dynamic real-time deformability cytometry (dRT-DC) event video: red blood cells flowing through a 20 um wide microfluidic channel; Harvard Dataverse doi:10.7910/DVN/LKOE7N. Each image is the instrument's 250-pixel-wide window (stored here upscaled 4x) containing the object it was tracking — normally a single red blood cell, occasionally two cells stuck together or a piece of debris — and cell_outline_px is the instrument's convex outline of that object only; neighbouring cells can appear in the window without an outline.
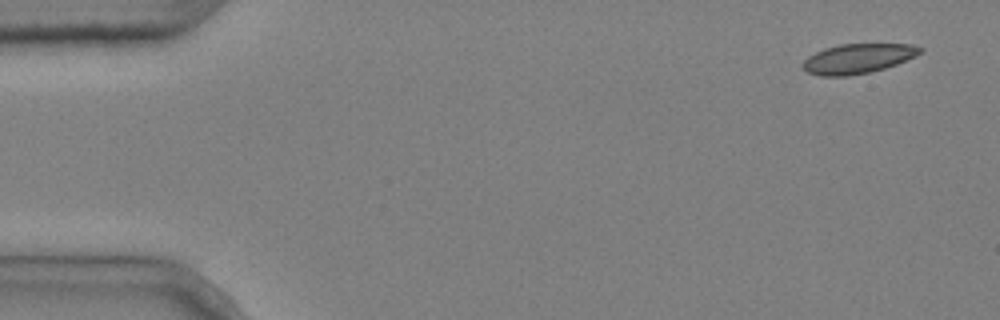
{"species": "common noctule bat (a hibernating species)", "species_latin": "Nyctalus noctula", "temperature_condition": "cold", "stored_images_in_passage": 3, "camera_frame_rate_fps": 3000, "um_per_image_px": 0.085, "animal": {"sex": "male", "body_mass_g": 20.4}, "frame": {"image": 1, "passage_image": 1, "time_ms": 0.0, "image_size_px": [1000, 320], "cell_outline_px": [[924, 48], [916, 56], [896, 64], [884, 68], [868, 72], [848, 76], [820, 76], [808, 72], [804, 68], [804, 60], [808, 56], [824, 48], [840, 44], [912, 44]], "centroid_in_image_um": [72.93, 4.97], "position_along_channel_um": 12.1, "area_um2": 20.11}}
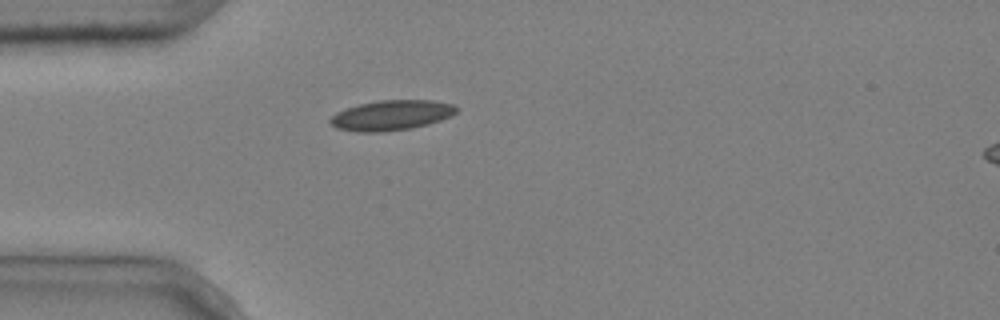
{"frame": {"image": 2, "passage_image": 3, "time_ms": 0.667, "image_size_px": [1000, 320], "cell_outline_px": [[460, 108], [452, 116], [428, 124], [412, 128], [384, 132], [356, 132], [336, 128], [328, 120], [336, 112], [344, 108], [376, 100], [432, 100], [456, 104]], "centroid_in_image_um": [33.29, 9.79], "position_along_channel_um": 51.7, "area_um2": 22.48}}